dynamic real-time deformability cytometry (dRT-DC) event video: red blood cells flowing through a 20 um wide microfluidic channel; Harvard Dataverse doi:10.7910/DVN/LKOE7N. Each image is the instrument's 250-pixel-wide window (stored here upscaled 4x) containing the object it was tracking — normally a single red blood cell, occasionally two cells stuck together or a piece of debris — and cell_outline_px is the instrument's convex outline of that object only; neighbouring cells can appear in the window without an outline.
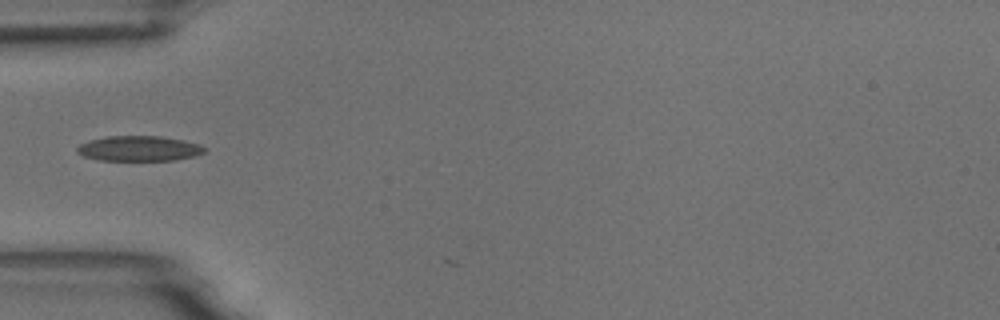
{"species": "common noctule bat (a hibernating species)", "species_latin": "Nyctalus noctula", "temperature_condition": "room temperature", "stored_images_in_passage": 2, "camera_frame_rate_fps": 3000, "um_per_image_px": 0.085, "animal": {"sex": "male", "body_mass_g": 18.8}, "frame": {"image": 1, "passage_image": 1, "time_ms": 0.0, "image_size_px": [1000, 320], "cell_outline_px": [[204, 152], [196, 156], [176, 160], [100, 160], [84, 156], [76, 152], [76, 148], [80, 144], [88, 140], [108, 136], [160, 136], [184, 140], [200, 144], [204, 148]], "centroid_in_image_um": [11.81, 12.62], "position_along_channel_um": 73.2, "area_um2": 18.73}}